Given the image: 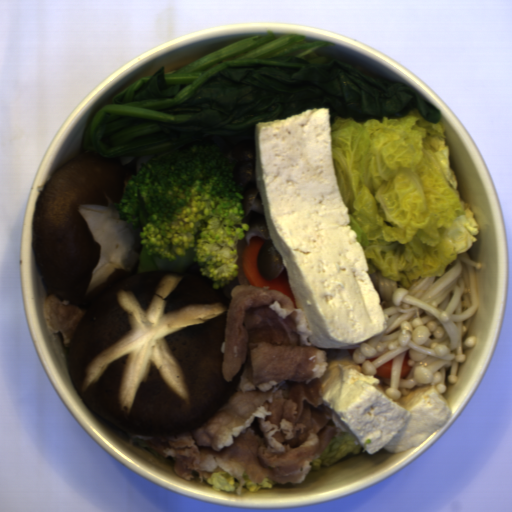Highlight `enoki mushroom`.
<instances>
[{"label":"enoki mushroom","instance_id":"cea9216a","mask_svg":"<svg viewBox=\"0 0 512 512\" xmlns=\"http://www.w3.org/2000/svg\"><path fill=\"white\" fill-rule=\"evenodd\" d=\"M482 268L466 251L448 263L443 276L420 277L410 287L369 272L388 321L351 356L365 375L381 381L387 397L397 400L426 384H436L442 396L457 383L465 351L477 343L464 323L479 311L476 273ZM407 351L411 369L402 379ZM393 358L391 378L376 376L377 368Z\"/></svg>","mask_w":512,"mask_h":512},{"label":"enoki mushroom","instance_id":"6df1b440","mask_svg":"<svg viewBox=\"0 0 512 512\" xmlns=\"http://www.w3.org/2000/svg\"><path fill=\"white\" fill-rule=\"evenodd\" d=\"M159 156L158 154H150V155H142V156H127V157H119L118 161H120L123 165L133 167L135 173L140 170L143 163L149 162L153 158Z\"/></svg>","mask_w":512,"mask_h":512}]
</instances>
